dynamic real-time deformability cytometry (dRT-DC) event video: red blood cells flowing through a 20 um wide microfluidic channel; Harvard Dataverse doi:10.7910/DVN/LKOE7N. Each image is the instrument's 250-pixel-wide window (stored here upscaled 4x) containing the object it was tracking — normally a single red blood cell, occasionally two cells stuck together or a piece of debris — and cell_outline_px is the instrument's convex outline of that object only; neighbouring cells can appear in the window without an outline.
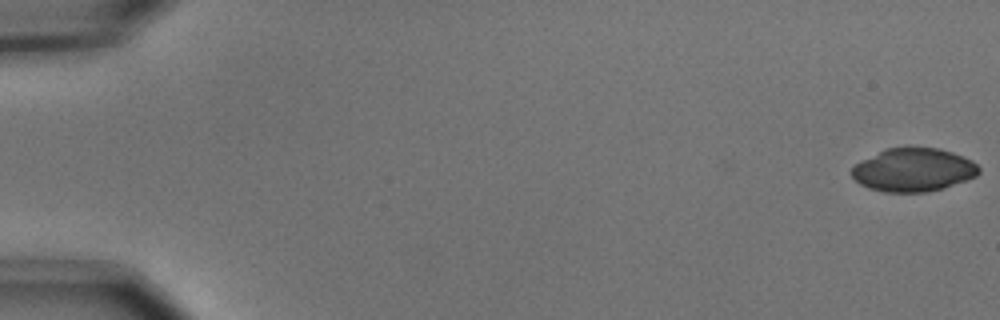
{"species": "common noctule bat (a hibernating species)", "species_latin": "Nyctalus noctula", "temperature_condition": "cold", "stored_images_in_passage": 17, "camera_frame_rate_fps": 3000, "um_per_image_px": 0.085, "animal": {"sex": "male", "body_mass_g": 15.6}, "frame": {"image": 1, "passage_image": 1, "time_ms": 0.0, "image_size_px": [1000, 320], "cell_outline_px": [[980, 172], [976, 176], [944, 188], [924, 192], [884, 192], [868, 188], [860, 184], [852, 176], [852, 168], [856, 164], [884, 148], [904, 144], [940, 148], [964, 156], [972, 160], [980, 168]], "centroid_in_image_um": [77.65, 14.39], "position_along_channel_um": 7.4, "area_um2": 32.77}}